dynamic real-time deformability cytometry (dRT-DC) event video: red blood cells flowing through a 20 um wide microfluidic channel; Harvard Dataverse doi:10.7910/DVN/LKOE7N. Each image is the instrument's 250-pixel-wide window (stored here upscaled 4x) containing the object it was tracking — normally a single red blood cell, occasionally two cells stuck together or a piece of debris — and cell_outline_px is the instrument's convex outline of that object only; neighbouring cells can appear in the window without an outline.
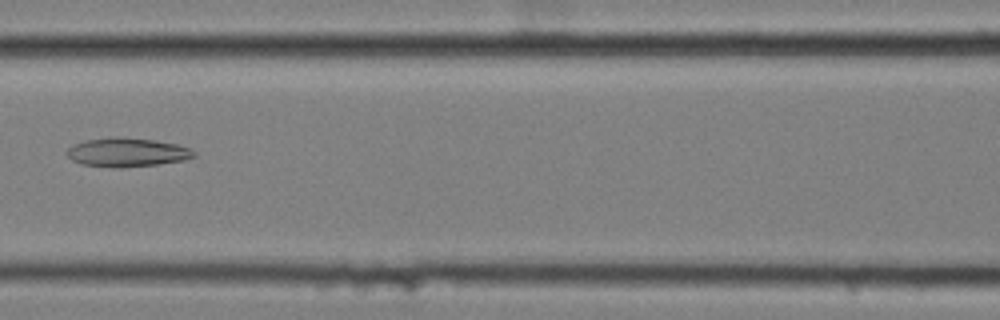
{"species": "common noctule bat (a hibernating species)", "species_latin": "Nyctalus noctula", "temperature_condition": "cold", "stored_images_in_passage": 8, "camera_frame_rate_fps": 3000, "um_per_image_px": 0.085, "animal": {"sex": "female", "body_mass_g": 25.1}, "frame": {"image": 1, "passage_image": 8, "time_ms": 2.333, "image_size_px": [1000, 320], "cell_outline_px": [[196, 156], [184, 160], [156, 164], [120, 168], [112, 168], [80, 164], [72, 160], [68, 156], [68, 148], [72, 144], [84, 140], [112, 136], [152, 140], [176, 144], [188, 148], [196, 152]], "centroid_in_image_um": [10.75, 12.95], "position_along_channel_um": 155.8, "area_um2": 21.39}}